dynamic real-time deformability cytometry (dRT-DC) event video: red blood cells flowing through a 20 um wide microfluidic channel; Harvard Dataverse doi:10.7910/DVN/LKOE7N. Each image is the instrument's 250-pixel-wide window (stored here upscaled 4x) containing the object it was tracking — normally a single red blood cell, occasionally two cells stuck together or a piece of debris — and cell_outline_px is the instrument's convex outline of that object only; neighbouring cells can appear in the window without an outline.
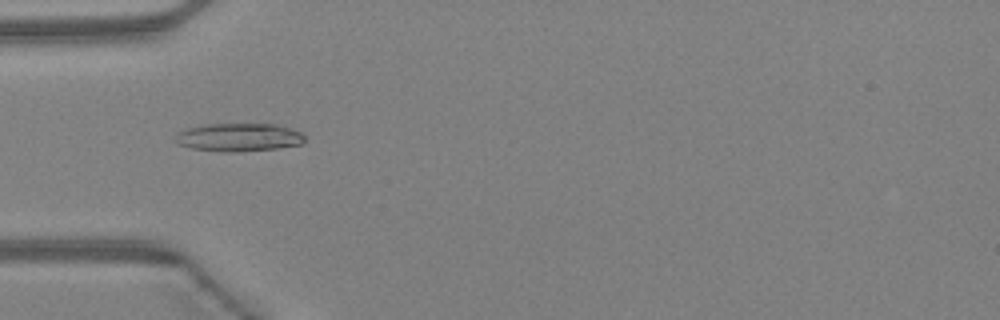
{"species": "Egyptian fruit bat (a non-hibernating species)", "species_latin": "Rousettus aegyptiacus", "temperature_condition": "warm", "stored_images_in_passage": 34, "camera_frame_rate_fps": 3000, "um_per_image_px": 0.085, "animal": {"sex": "female"}, "frame": {"image": 1, "passage_image": 2, "time_ms": 0.333, "image_size_px": [1000, 320], "cell_outline_px": [[304, 140], [300, 144], [276, 148], [236, 152], [224, 152], [192, 148], [176, 144], [176, 132], [200, 124], [276, 124], [300, 132], [304, 136]], "centroid_in_image_um": [20.24, 11.66], "position_along_channel_um": 64.8, "area_um2": 21.15}}
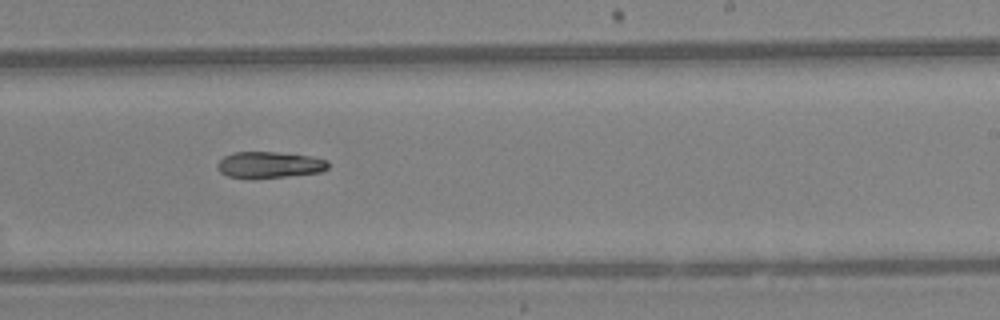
{"frame": {"image": 2, "passage_image": 16, "time_ms": 5.0, "image_size_px": [1000, 320], "cell_outline_px": [[328, 168], [320, 172], [288, 176], [252, 180], [228, 176], [220, 172], [216, 168], [216, 164], [224, 156], [232, 152], [276, 152], [312, 156], [328, 160]], "centroid_in_image_um": [22.86, 14.02], "position_along_channel_um": 266.1, "area_um2": 17.4}}
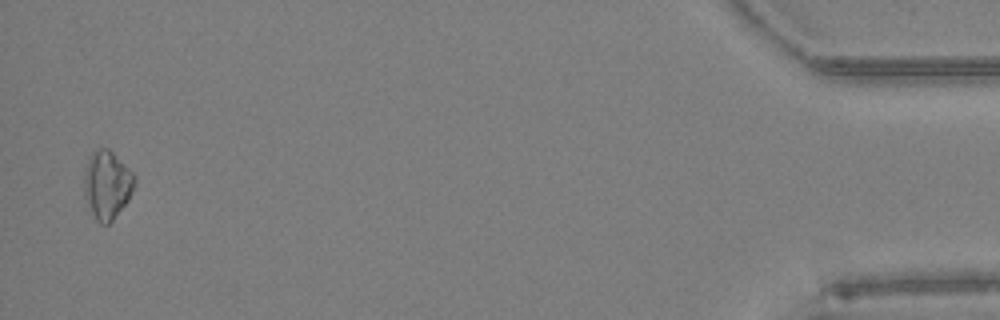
{"frame": {"image": 3, "passage_image": 33, "time_ms": 10.667, "image_size_px": [1000, 320], "cell_outline_px": [[136, 184], [128, 200], [112, 220], [108, 224], [100, 224], [96, 220], [84, 196], [84, 172], [88, 156], [92, 152], [100, 148], [108, 148], [136, 176]], "centroid_in_image_um": [9.09, 15.7], "position_along_channel_um": 426.1, "area_um2": 20.0}, "authors_computed_cell_mechanics": {"area_um2": 17.5423, "velocity_mm_per_s": 4.3517, "shape_relaxation_time_tau1_ms": 10.9921, "shape_relaxation_time_tau2_ms": null, "deformation_change_tau1": 0.1881, "deformation_change_tau2": null}}